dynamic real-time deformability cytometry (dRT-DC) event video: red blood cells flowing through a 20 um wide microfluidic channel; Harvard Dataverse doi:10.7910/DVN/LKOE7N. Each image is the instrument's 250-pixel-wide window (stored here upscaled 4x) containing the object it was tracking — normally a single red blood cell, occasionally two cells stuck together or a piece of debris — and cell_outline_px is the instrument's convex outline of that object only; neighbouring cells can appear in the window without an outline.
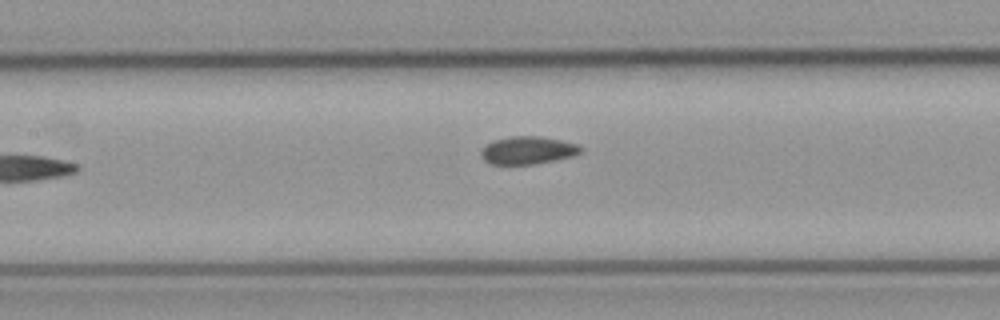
{"species": "common noctule bat (a hibernating species)", "species_latin": "Nyctalus noctula", "temperature_condition": "cold", "stored_images_in_passage": 7, "camera_frame_rate_fps": 3000, "um_per_image_px": 0.085, "animal": {"sex": "male", "body_mass_g": 23.1, "forearm_length_mm": 52.7}, "frame": {"image": 1, "passage_image": 5, "time_ms": 4.667, "image_size_px": [1000, 320], "cell_outline_px": [[584, 148], [580, 152], [572, 156], [556, 160], [532, 164], [488, 164], [480, 156], [480, 152], [484, 144], [492, 140], [512, 136], [540, 136], [580, 144]], "centroid_in_image_um": [44.83, 12.77], "position_along_channel_um": 162.6, "area_um2": 16.36}}
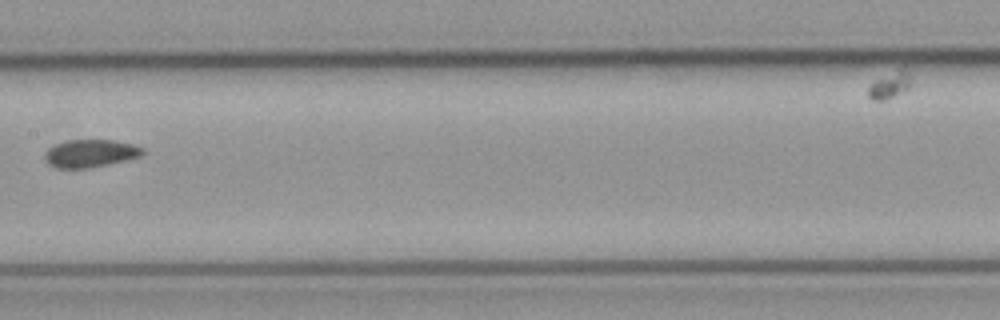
{"frame": {"image": 2, "passage_image": 6, "time_ms": 5.667, "image_size_px": [1000, 320], "cell_outline_px": [[148, 152], [144, 156], [108, 164], [88, 168], [56, 168], [48, 164], [44, 160], [44, 152], [48, 148], [56, 144], [68, 140], [112, 140], [132, 144], [144, 148]], "centroid_in_image_um": [7.71, 13.04], "position_along_channel_um": 199.7, "area_um2": 16.07}}